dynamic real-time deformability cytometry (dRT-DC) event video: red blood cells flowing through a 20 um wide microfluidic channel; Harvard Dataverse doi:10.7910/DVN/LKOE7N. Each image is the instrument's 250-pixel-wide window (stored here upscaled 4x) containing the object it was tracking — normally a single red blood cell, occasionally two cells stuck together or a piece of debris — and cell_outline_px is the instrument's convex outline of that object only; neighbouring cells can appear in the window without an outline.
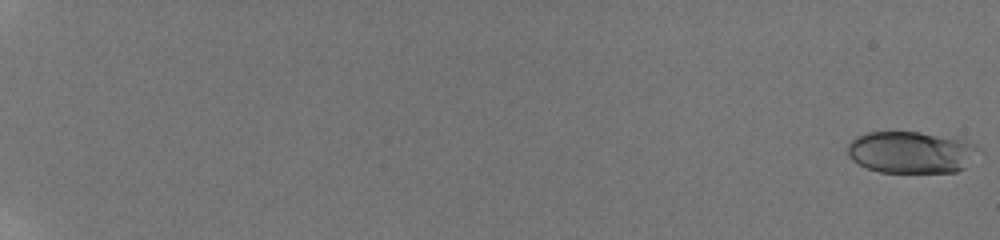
{"species": "human", "species_latin": "Homo sapiens", "temperature_condition": "room temperature", "stored_images_in_passage": 59, "camera_frame_rate_fps": 3000, "um_per_image_px": 0.085, "donor": {"sex": "male"}, "frame": {"image": 1, "passage_image": 1, "time_ms": 0.0, "image_size_px": [1000, 240], "cell_outline_px": [[972, 144], [968, 168], [956, 172], [880, 172], [868, 168], [852, 160], [848, 156], [848, 144], [856, 136], [868, 132], [920, 132], [956, 140]], "centroid_in_image_um": [77.29, 12.96], "position_along_channel_um": 7.7, "area_um2": 30.87}}
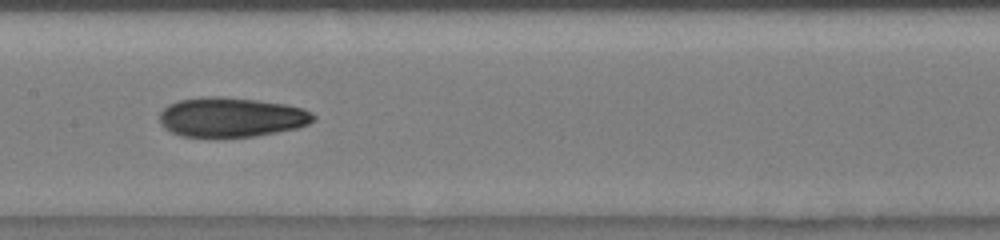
{"frame": {"image": 2, "passage_image": 35, "time_ms": 11.333, "image_size_px": [1000, 240], "cell_outline_px": [[316, 120], [308, 124], [296, 128], [256, 136], [180, 136], [164, 128], [160, 124], [160, 112], [168, 104], [180, 100], [204, 96], [224, 96], [256, 100], [284, 104], [304, 108], [312, 112], [316, 116]], "centroid_in_image_um": [19.67, 9.95], "position_along_channel_um": 187.7, "area_um2": 35.49}}
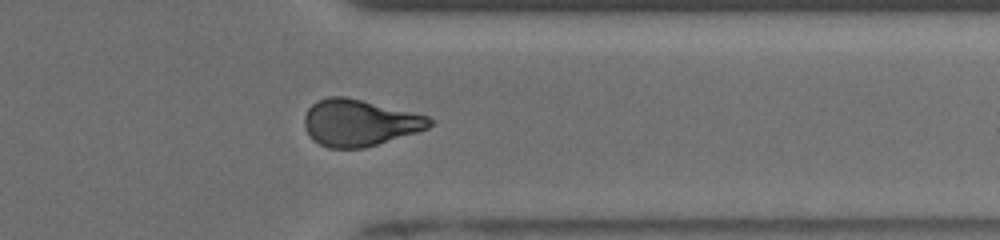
{"frame": {"image": 3, "passage_image": 50, "time_ms": 16.333, "image_size_px": [1000, 240], "cell_outline_px": [[436, 124], [428, 128], [416, 132], [364, 148], [328, 148], [312, 140], [304, 124], [304, 116], [308, 108], [316, 100], [328, 96], [344, 96], [428, 116], [436, 120]], "centroid_in_image_um": [30.55, 10.43], "position_along_channel_um": 380.9, "area_um2": 33.93}, "authors_computed_cell_mechanics": {"area_um2": 33.2928, "velocity_mm_per_s": 3.871, "shape_relaxation_time_tau1_ms": 11.2125, "shape_relaxation_time_tau2_ms": 3.3941, "deformation_change_tau1": 0.3049, "deformation_change_tau2": 0.1082}}